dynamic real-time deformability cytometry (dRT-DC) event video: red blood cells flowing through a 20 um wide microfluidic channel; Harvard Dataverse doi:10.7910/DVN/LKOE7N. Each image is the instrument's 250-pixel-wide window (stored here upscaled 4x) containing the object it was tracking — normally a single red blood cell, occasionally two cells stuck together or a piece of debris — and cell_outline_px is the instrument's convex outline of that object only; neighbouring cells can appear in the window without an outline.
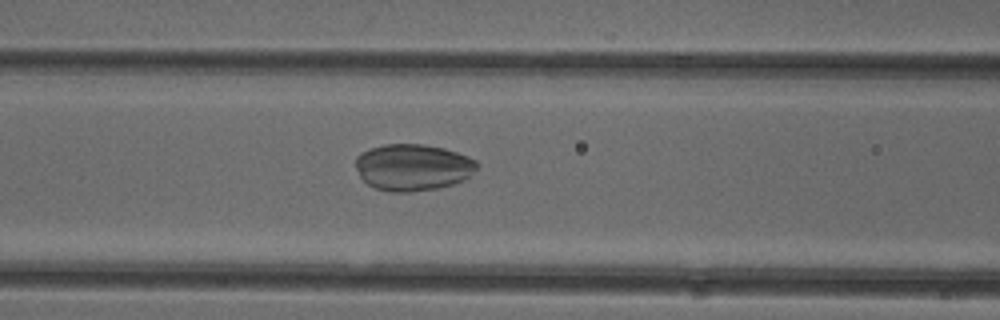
{"species": "common noctule bat (a hibernating species)", "species_latin": "Nyctalus noctula", "temperature_condition": "cold", "stored_images_in_passage": 51, "camera_frame_rate_fps": 3000, "um_per_image_px": 0.085, "animal": {"sex": "female"}, "frame": {"image": 1, "passage_image": 21, "time_ms": 6.667, "image_size_px": [1000, 320], "cell_outline_px": [[480, 164], [464, 180], [452, 184], [436, 188], [408, 192], [388, 192], [376, 188], [368, 184], [360, 176], [356, 168], [356, 156], [360, 152], [368, 148], [384, 144], [424, 144], [444, 148], [468, 156], [476, 160]], "centroid_in_image_um": [35.07, 14.2], "position_along_channel_um": 131.5, "area_um2": 33.06}}
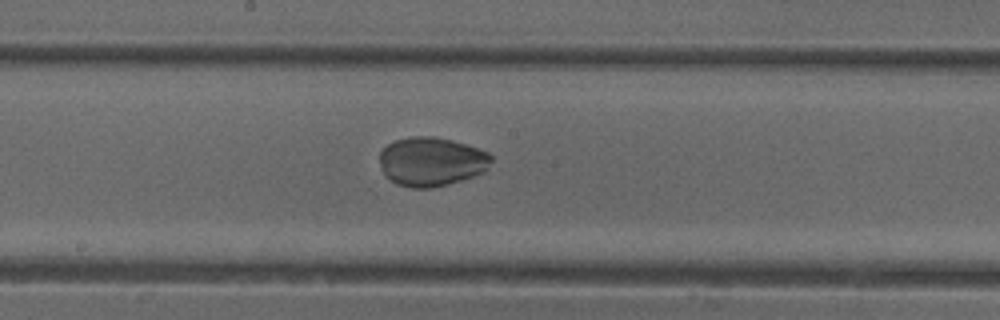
{"frame": {"image": 2, "passage_image": 27, "time_ms": 8.667, "image_size_px": [1000, 320], "cell_outline_px": [[492, 160], [484, 172], [460, 180], [428, 188], [412, 188], [396, 184], [384, 176], [380, 164], [380, 152], [388, 144], [396, 140], [408, 136], [436, 136], [452, 140], [488, 152], [492, 156]], "centroid_in_image_um": [36.64, 13.72], "position_along_channel_um": 211.6, "area_um2": 31.79}}
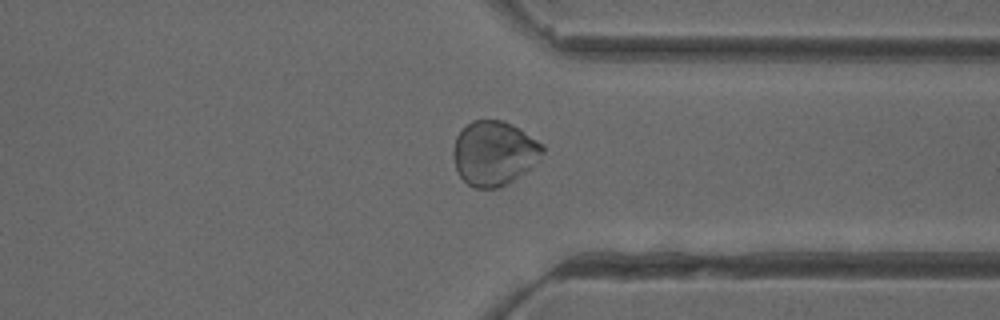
{"frame": {"image": 3, "passage_image": 39, "time_ms": 12.667, "image_size_px": [1000, 320], "cell_outline_px": [[544, 152], [540, 160], [524, 172], [500, 188], [472, 188], [460, 176], [456, 168], [452, 156], [452, 148], [456, 136], [472, 120], [504, 120], [520, 128], [544, 144]], "centroid_in_image_um": [42.0, 13.01], "position_along_channel_um": 369.4, "area_um2": 33.81}}